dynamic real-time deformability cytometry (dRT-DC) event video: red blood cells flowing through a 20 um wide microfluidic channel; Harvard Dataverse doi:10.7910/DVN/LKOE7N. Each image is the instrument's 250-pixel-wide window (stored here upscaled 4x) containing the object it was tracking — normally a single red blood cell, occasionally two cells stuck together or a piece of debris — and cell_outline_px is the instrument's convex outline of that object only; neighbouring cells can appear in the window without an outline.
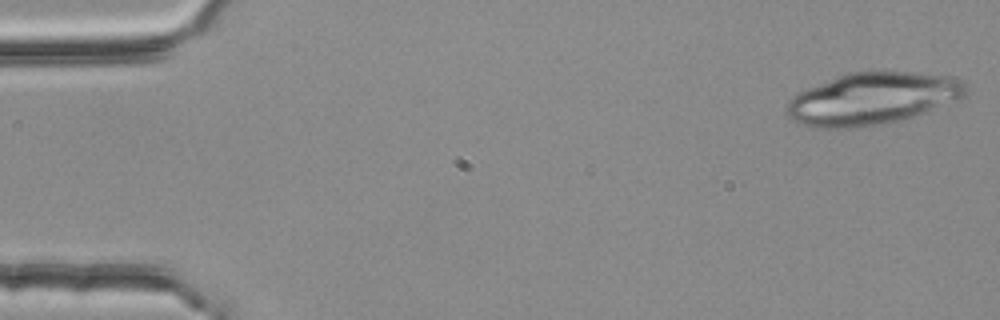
{"species": "common noctule bat (a hibernating species)", "species_latin": "Nyctalus noctula", "temperature_condition": "room temperature", "stored_images_in_passage": 7, "segment_of_instrument_passage": [1, 2], "camera_frame_rate_fps": 3000, "um_per_image_px": 0.085, "animal": {"sex": "female", "body_mass_g": 25.1}, "frame": {"image": 1, "passage_image": 1, "time_ms": 0.0, "image_size_px": [1000, 320], "cell_outline_px": [[968, 92], [964, 96], [924, 112], [888, 124], [848, 128], [812, 128], [800, 124], [792, 120], [788, 116], [788, 100], [792, 96], [808, 88], [836, 76], [848, 72], [912, 72], [948, 76], [960, 80], [964, 84]], "centroid_in_image_um": [74.1, 8.39], "position_along_channel_um": 10.9, "area_um2": 53.87}}